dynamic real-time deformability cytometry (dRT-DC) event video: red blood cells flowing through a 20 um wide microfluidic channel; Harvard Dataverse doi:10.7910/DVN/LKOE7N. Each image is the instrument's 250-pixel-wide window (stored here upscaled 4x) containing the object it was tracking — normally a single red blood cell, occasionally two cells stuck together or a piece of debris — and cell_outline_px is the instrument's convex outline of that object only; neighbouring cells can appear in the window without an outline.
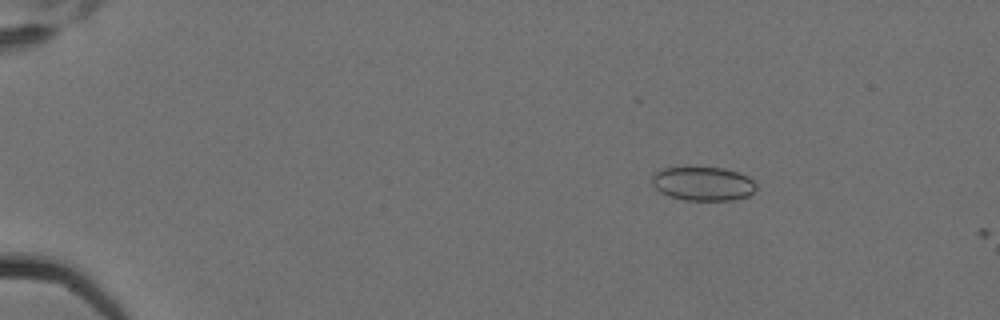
{"species": "Egyptian fruit bat (a non-hibernating species)", "species_latin": "Rousettus aegyptiacus", "temperature_condition": "cold", "stored_images_in_passage": 3, "camera_frame_rate_fps": 3000, "um_per_image_px": 0.085, "animal": {"sex": "female"}, "frame": {"image": 1, "passage_image": 2, "time_ms": 0.333, "image_size_px": [1000, 320], "cell_outline_px": [[756, 188], [748, 196], [732, 200], [684, 200], [668, 196], [660, 192], [652, 184], [652, 176], [656, 172], [664, 168], [724, 168], [748, 176], [756, 184]], "centroid_in_image_um": [59.75, 15.63], "position_along_channel_um": 25.2, "area_um2": 20.4}}